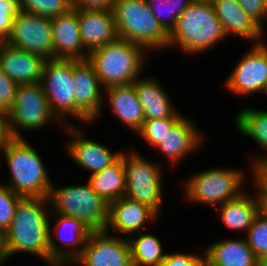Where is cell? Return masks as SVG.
Listing matches in <instances>:
<instances>
[{
  "mask_svg": "<svg viewBox=\"0 0 267 266\" xmlns=\"http://www.w3.org/2000/svg\"><path fill=\"white\" fill-rule=\"evenodd\" d=\"M71 8L72 0H20V10L50 19Z\"/></svg>",
  "mask_w": 267,
  "mask_h": 266,
  "instance_id": "31",
  "label": "cell"
},
{
  "mask_svg": "<svg viewBox=\"0 0 267 266\" xmlns=\"http://www.w3.org/2000/svg\"><path fill=\"white\" fill-rule=\"evenodd\" d=\"M252 45L228 76L225 87L235 95L265 93L267 89V44Z\"/></svg>",
  "mask_w": 267,
  "mask_h": 266,
  "instance_id": "13",
  "label": "cell"
},
{
  "mask_svg": "<svg viewBox=\"0 0 267 266\" xmlns=\"http://www.w3.org/2000/svg\"><path fill=\"white\" fill-rule=\"evenodd\" d=\"M158 214L149 206L133 201L126 196L109 203L108 221L105 230L110 227L121 234L140 233L148 221L156 220Z\"/></svg>",
  "mask_w": 267,
  "mask_h": 266,
  "instance_id": "19",
  "label": "cell"
},
{
  "mask_svg": "<svg viewBox=\"0 0 267 266\" xmlns=\"http://www.w3.org/2000/svg\"><path fill=\"white\" fill-rule=\"evenodd\" d=\"M161 266H205V256L188 253H166Z\"/></svg>",
  "mask_w": 267,
  "mask_h": 266,
  "instance_id": "38",
  "label": "cell"
},
{
  "mask_svg": "<svg viewBox=\"0 0 267 266\" xmlns=\"http://www.w3.org/2000/svg\"><path fill=\"white\" fill-rule=\"evenodd\" d=\"M20 11V0H0V42H6L12 31L13 19Z\"/></svg>",
  "mask_w": 267,
  "mask_h": 266,
  "instance_id": "35",
  "label": "cell"
},
{
  "mask_svg": "<svg viewBox=\"0 0 267 266\" xmlns=\"http://www.w3.org/2000/svg\"><path fill=\"white\" fill-rule=\"evenodd\" d=\"M40 83L56 122L69 125V116L75 117L73 59H45Z\"/></svg>",
  "mask_w": 267,
  "mask_h": 266,
  "instance_id": "8",
  "label": "cell"
},
{
  "mask_svg": "<svg viewBox=\"0 0 267 266\" xmlns=\"http://www.w3.org/2000/svg\"><path fill=\"white\" fill-rule=\"evenodd\" d=\"M10 258L6 246L5 231L0 229V266H3L4 262Z\"/></svg>",
  "mask_w": 267,
  "mask_h": 266,
  "instance_id": "42",
  "label": "cell"
},
{
  "mask_svg": "<svg viewBox=\"0 0 267 266\" xmlns=\"http://www.w3.org/2000/svg\"><path fill=\"white\" fill-rule=\"evenodd\" d=\"M192 120L183 117L156 147L161 155L166 156L173 166L184 156L195 151L202 145L203 134L199 133Z\"/></svg>",
  "mask_w": 267,
  "mask_h": 266,
  "instance_id": "22",
  "label": "cell"
},
{
  "mask_svg": "<svg viewBox=\"0 0 267 266\" xmlns=\"http://www.w3.org/2000/svg\"><path fill=\"white\" fill-rule=\"evenodd\" d=\"M104 92L115 116L137 133L145 117L134 85L110 86Z\"/></svg>",
  "mask_w": 267,
  "mask_h": 266,
  "instance_id": "23",
  "label": "cell"
},
{
  "mask_svg": "<svg viewBox=\"0 0 267 266\" xmlns=\"http://www.w3.org/2000/svg\"><path fill=\"white\" fill-rule=\"evenodd\" d=\"M5 184H0V229L6 231L15 214L18 202L22 199Z\"/></svg>",
  "mask_w": 267,
  "mask_h": 266,
  "instance_id": "34",
  "label": "cell"
},
{
  "mask_svg": "<svg viewBox=\"0 0 267 266\" xmlns=\"http://www.w3.org/2000/svg\"><path fill=\"white\" fill-rule=\"evenodd\" d=\"M225 37L227 36L212 2L193 0L177 18L169 33L168 48L178 46L187 54H203Z\"/></svg>",
  "mask_w": 267,
  "mask_h": 266,
  "instance_id": "2",
  "label": "cell"
},
{
  "mask_svg": "<svg viewBox=\"0 0 267 266\" xmlns=\"http://www.w3.org/2000/svg\"><path fill=\"white\" fill-rule=\"evenodd\" d=\"M8 114L9 127L14 138H22L19 129L34 131L57 120L51 113L41 83L19 84Z\"/></svg>",
  "mask_w": 267,
  "mask_h": 266,
  "instance_id": "10",
  "label": "cell"
},
{
  "mask_svg": "<svg viewBox=\"0 0 267 266\" xmlns=\"http://www.w3.org/2000/svg\"><path fill=\"white\" fill-rule=\"evenodd\" d=\"M135 238H128L133 266H161L166 254L157 236L138 233Z\"/></svg>",
  "mask_w": 267,
  "mask_h": 266,
  "instance_id": "28",
  "label": "cell"
},
{
  "mask_svg": "<svg viewBox=\"0 0 267 266\" xmlns=\"http://www.w3.org/2000/svg\"><path fill=\"white\" fill-rule=\"evenodd\" d=\"M6 43L44 59H54L51 19L20 10Z\"/></svg>",
  "mask_w": 267,
  "mask_h": 266,
  "instance_id": "11",
  "label": "cell"
},
{
  "mask_svg": "<svg viewBox=\"0 0 267 266\" xmlns=\"http://www.w3.org/2000/svg\"><path fill=\"white\" fill-rule=\"evenodd\" d=\"M49 198H22L15 209L9 228L5 231L9 256L28 252L45 260L49 266L50 221ZM48 213V214H47Z\"/></svg>",
  "mask_w": 267,
  "mask_h": 266,
  "instance_id": "1",
  "label": "cell"
},
{
  "mask_svg": "<svg viewBox=\"0 0 267 266\" xmlns=\"http://www.w3.org/2000/svg\"><path fill=\"white\" fill-rule=\"evenodd\" d=\"M115 0H72V8L78 10L112 9Z\"/></svg>",
  "mask_w": 267,
  "mask_h": 266,
  "instance_id": "40",
  "label": "cell"
},
{
  "mask_svg": "<svg viewBox=\"0 0 267 266\" xmlns=\"http://www.w3.org/2000/svg\"><path fill=\"white\" fill-rule=\"evenodd\" d=\"M236 129L267 152V111L243 108L235 120Z\"/></svg>",
  "mask_w": 267,
  "mask_h": 266,
  "instance_id": "29",
  "label": "cell"
},
{
  "mask_svg": "<svg viewBox=\"0 0 267 266\" xmlns=\"http://www.w3.org/2000/svg\"><path fill=\"white\" fill-rule=\"evenodd\" d=\"M215 14L222 24L223 30L228 37L237 35L247 40H254V44L263 42L262 30L251 17L240 7L237 0H210Z\"/></svg>",
  "mask_w": 267,
  "mask_h": 266,
  "instance_id": "21",
  "label": "cell"
},
{
  "mask_svg": "<svg viewBox=\"0 0 267 266\" xmlns=\"http://www.w3.org/2000/svg\"><path fill=\"white\" fill-rule=\"evenodd\" d=\"M72 122L65 127L69 135L74 137L67 142L66 149L78 166L93 174L104 170L120 157L121 152L114 153L106 146L85 138V134Z\"/></svg>",
  "mask_w": 267,
  "mask_h": 266,
  "instance_id": "16",
  "label": "cell"
},
{
  "mask_svg": "<svg viewBox=\"0 0 267 266\" xmlns=\"http://www.w3.org/2000/svg\"><path fill=\"white\" fill-rule=\"evenodd\" d=\"M183 117H169L163 119L145 120L137 134L141 135L147 143L157 147L163 142L164 137Z\"/></svg>",
  "mask_w": 267,
  "mask_h": 266,
  "instance_id": "32",
  "label": "cell"
},
{
  "mask_svg": "<svg viewBox=\"0 0 267 266\" xmlns=\"http://www.w3.org/2000/svg\"><path fill=\"white\" fill-rule=\"evenodd\" d=\"M243 173L241 169L238 171L223 167L198 172L185 182V198L189 202L208 204L215 209L217 205L220 206L243 193Z\"/></svg>",
  "mask_w": 267,
  "mask_h": 266,
  "instance_id": "7",
  "label": "cell"
},
{
  "mask_svg": "<svg viewBox=\"0 0 267 266\" xmlns=\"http://www.w3.org/2000/svg\"><path fill=\"white\" fill-rule=\"evenodd\" d=\"M14 137L11 134L9 127L8 111L0 107V144L3 146L10 142Z\"/></svg>",
  "mask_w": 267,
  "mask_h": 266,
  "instance_id": "41",
  "label": "cell"
},
{
  "mask_svg": "<svg viewBox=\"0 0 267 266\" xmlns=\"http://www.w3.org/2000/svg\"><path fill=\"white\" fill-rule=\"evenodd\" d=\"M109 231H91L81 254L71 263L79 266H133L128 238Z\"/></svg>",
  "mask_w": 267,
  "mask_h": 266,
  "instance_id": "12",
  "label": "cell"
},
{
  "mask_svg": "<svg viewBox=\"0 0 267 266\" xmlns=\"http://www.w3.org/2000/svg\"><path fill=\"white\" fill-rule=\"evenodd\" d=\"M240 7L251 19L264 30L263 22L267 20V0H237Z\"/></svg>",
  "mask_w": 267,
  "mask_h": 266,
  "instance_id": "37",
  "label": "cell"
},
{
  "mask_svg": "<svg viewBox=\"0 0 267 266\" xmlns=\"http://www.w3.org/2000/svg\"><path fill=\"white\" fill-rule=\"evenodd\" d=\"M53 54L55 58L88 59L81 42L78 22V9L71 8L67 13L51 18Z\"/></svg>",
  "mask_w": 267,
  "mask_h": 266,
  "instance_id": "18",
  "label": "cell"
},
{
  "mask_svg": "<svg viewBox=\"0 0 267 266\" xmlns=\"http://www.w3.org/2000/svg\"><path fill=\"white\" fill-rule=\"evenodd\" d=\"M11 179L5 185L24 198H48L52 182L37 151L22 138L3 146Z\"/></svg>",
  "mask_w": 267,
  "mask_h": 266,
  "instance_id": "3",
  "label": "cell"
},
{
  "mask_svg": "<svg viewBox=\"0 0 267 266\" xmlns=\"http://www.w3.org/2000/svg\"><path fill=\"white\" fill-rule=\"evenodd\" d=\"M257 266H267V255L257 259Z\"/></svg>",
  "mask_w": 267,
  "mask_h": 266,
  "instance_id": "44",
  "label": "cell"
},
{
  "mask_svg": "<svg viewBox=\"0 0 267 266\" xmlns=\"http://www.w3.org/2000/svg\"><path fill=\"white\" fill-rule=\"evenodd\" d=\"M44 61L41 55L0 42V70L18 84L40 83Z\"/></svg>",
  "mask_w": 267,
  "mask_h": 266,
  "instance_id": "17",
  "label": "cell"
},
{
  "mask_svg": "<svg viewBox=\"0 0 267 266\" xmlns=\"http://www.w3.org/2000/svg\"><path fill=\"white\" fill-rule=\"evenodd\" d=\"M204 252L205 266H257V258L246 238L218 241Z\"/></svg>",
  "mask_w": 267,
  "mask_h": 266,
  "instance_id": "25",
  "label": "cell"
},
{
  "mask_svg": "<svg viewBox=\"0 0 267 266\" xmlns=\"http://www.w3.org/2000/svg\"><path fill=\"white\" fill-rule=\"evenodd\" d=\"M243 192L239 197L221 204L214 210L220 213L222 223L232 230L248 231L259 213V202L256 195Z\"/></svg>",
  "mask_w": 267,
  "mask_h": 266,
  "instance_id": "26",
  "label": "cell"
},
{
  "mask_svg": "<svg viewBox=\"0 0 267 266\" xmlns=\"http://www.w3.org/2000/svg\"><path fill=\"white\" fill-rule=\"evenodd\" d=\"M150 10L169 34L177 18L193 0H146Z\"/></svg>",
  "mask_w": 267,
  "mask_h": 266,
  "instance_id": "30",
  "label": "cell"
},
{
  "mask_svg": "<svg viewBox=\"0 0 267 266\" xmlns=\"http://www.w3.org/2000/svg\"><path fill=\"white\" fill-rule=\"evenodd\" d=\"M252 159V184L257 197H267V154ZM258 190V191H257Z\"/></svg>",
  "mask_w": 267,
  "mask_h": 266,
  "instance_id": "36",
  "label": "cell"
},
{
  "mask_svg": "<svg viewBox=\"0 0 267 266\" xmlns=\"http://www.w3.org/2000/svg\"><path fill=\"white\" fill-rule=\"evenodd\" d=\"M2 149H3V145L0 144V156L2 155ZM0 159H1V157H0Z\"/></svg>",
  "mask_w": 267,
  "mask_h": 266,
  "instance_id": "45",
  "label": "cell"
},
{
  "mask_svg": "<svg viewBox=\"0 0 267 266\" xmlns=\"http://www.w3.org/2000/svg\"><path fill=\"white\" fill-rule=\"evenodd\" d=\"M73 80L75 85V118L85 124L95 121L104 104V90L93 65L87 60L73 59Z\"/></svg>",
  "mask_w": 267,
  "mask_h": 266,
  "instance_id": "14",
  "label": "cell"
},
{
  "mask_svg": "<svg viewBox=\"0 0 267 266\" xmlns=\"http://www.w3.org/2000/svg\"><path fill=\"white\" fill-rule=\"evenodd\" d=\"M48 198L53 213L76 218L91 231L105 230L109 204L94 192L88 182L61 188L52 185Z\"/></svg>",
  "mask_w": 267,
  "mask_h": 266,
  "instance_id": "6",
  "label": "cell"
},
{
  "mask_svg": "<svg viewBox=\"0 0 267 266\" xmlns=\"http://www.w3.org/2000/svg\"><path fill=\"white\" fill-rule=\"evenodd\" d=\"M246 241L255 257L267 255V218L260 213L255 217L251 227L246 232Z\"/></svg>",
  "mask_w": 267,
  "mask_h": 266,
  "instance_id": "33",
  "label": "cell"
},
{
  "mask_svg": "<svg viewBox=\"0 0 267 266\" xmlns=\"http://www.w3.org/2000/svg\"><path fill=\"white\" fill-rule=\"evenodd\" d=\"M78 22L81 42L86 53L118 38L112 9L78 10Z\"/></svg>",
  "mask_w": 267,
  "mask_h": 266,
  "instance_id": "20",
  "label": "cell"
},
{
  "mask_svg": "<svg viewBox=\"0 0 267 266\" xmlns=\"http://www.w3.org/2000/svg\"><path fill=\"white\" fill-rule=\"evenodd\" d=\"M53 214L56 215L57 219L55 220V227L52 229L50 227L49 266L56 264L71 265L81 254L91 230L76 218ZM52 231L56 235V239L64 244L63 246H66V248L68 246L72 250H66L65 247L63 249V247L56 245L52 238Z\"/></svg>",
  "mask_w": 267,
  "mask_h": 266,
  "instance_id": "15",
  "label": "cell"
},
{
  "mask_svg": "<svg viewBox=\"0 0 267 266\" xmlns=\"http://www.w3.org/2000/svg\"><path fill=\"white\" fill-rule=\"evenodd\" d=\"M87 182L94 192L108 204L124 197L126 193V177L123 158L120 156L104 170L91 174Z\"/></svg>",
  "mask_w": 267,
  "mask_h": 266,
  "instance_id": "27",
  "label": "cell"
},
{
  "mask_svg": "<svg viewBox=\"0 0 267 266\" xmlns=\"http://www.w3.org/2000/svg\"><path fill=\"white\" fill-rule=\"evenodd\" d=\"M51 266H66V265L56 264V265H51ZM67 266H68V265H67Z\"/></svg>",
  "mask_w": 267,
  "mask_h": 266,
  "instance_id": "46",
  "label": "cell"
},
{
  "mask_svg": "<svg viewBox=\"0 0 267 266\" xmlns=\"http://www.w3.org/2000/svg\"><path fill=\"white\" fill-rule=\"evenodd\" d=\"M112 11L118 38L140 44L148 51L168 47L169 34L146 0H115Z\"/></svg>",
  "mask_w": 267,
  "mask_h": 266,
  "instance_id": "5",
  "label": "cell"
},
{
  "mask_svg": "<svg viewBox=\"0 0 267 266\" xmlns=\"http://www.w3.org/2000/svg\"><path fill=\"white\" fill-rule=\"evenodd\" d=\"M18 83L0 70V107L9 110L16 96Z\"/></svg>",
  "mask_w": 267,
  "mask_h": 266,
  "instance_id": "39",
  "label": "cell"
},
{
  "mask_svg": "<svg viewBox=\"0 0 267 266\" xmlns=\"http://www.w3.org/2000/svg\"><path fill=\"white\" fill-rule=\"evenodd\" d=\"M132 84L142 105L145 120L183 117L174 109L168 93L156 79L138 77Z\"/></svg>",
  "mask_w": 267,
  "mask_h": 266,
  "instance_id": "24",
  "label": "cell"
},
{
  "mask_svg": "<svg viewBox=\"0 0 267 266\" xmlns=\"http://www.w3.org/2000/svg\"><path fill=\"white\" fill-rule=\"evenodd\" d=\"M121 153L126 177L125 196L149 206L158 215L163 200L162 174L159 165L141 157L135 151Z\"/></svg>",
  "mask_w": 267,
  "mask_h": 266,
  "instance_id": "9",
  "label": "cell"
},
{
  "mask_svg": "<svg viewBox=\"0 0 267 266\" xmlns=\"http://www.w3.org/2000/svg\"><path fill=\"white\" fill-rule=\"evenodd\" d=\"M259 202V213L267 218V197H257Z\"/></svg>",
  "mask_w": 267,
  "mask_h": 266,
  "instance_id": "43",
  "label": "cell"
},
{
  "mask_svg": "<svg viewBox=\"0 0 267 266\" xmlns=\"http://www.w3.org/2000/svg\"><path fill=\"white\" fill-rule=\"evenodd\" d=\"M145 50L148 51L140 44L117 38L91 51L87 60L93 65L102 89L129 85L141 76Z\"/></svg>",
  "mask_w": 267,
  "mask_h": 266,
  "instance_id": "4",
  "label": "cell"
}]
</instances>
